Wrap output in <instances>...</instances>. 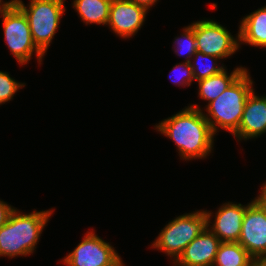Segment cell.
Listing matches in <instances>:
<instances>
[{
    "instance_id": "cell-1",
    "label": "cell",
    "mask_w": 266,
    "mask_h": 266,
    "mask_svg": "<svg viewBox=\"0 0 266 266\" xmlns=\"http://www.w3.org/2000/svg\"><path fill=\"white\" fill-rule=\"evenodd\" d=\"M154 128L175 143L182 160L207 158L214 149L216 135L200 109L186 106Z\"/></svg>"
},
{
    "instance_id": "cell-2",
    "label": "cell",
    "mask_w": 266,
    "mask_h": 266,
    "mask_svg": "<svg viewBox=\"0 0 266 266\" xmlns=\"http://www.w3.org/2000/svg\"><path fill=\"white\" fill-rule=\"evenodd\" d=\"M53 212L52 208L23 213L15 208L7 223L0 227V257L32 255Z\"/></svg>"
},
{
    "instance_id": "cell-3",
    "label": "cell",
    "mask_w": 266,
    "mask_h": 266,
    "mask_svg": "<svg viewBox=\"0 0 266 266\" xmlns=\"http://www.w3.org/2000/svg\"><path fill=\"white\" fill-rule=\"evenodd\" d=\"M253 85L255 84L249 69H246L222 94L207 103L204 108L194 103L188 106L202 110L215 135H218L219 129L232 135L239 127L249 94L255 90Z\"/></svg>"
},
{
    "instance_id": "cell-4",
    "label": "cell",
    "mask_w": 266,
    "mask_h": 266,
    "mask_svg": "<svg viewBox=\"0 0 266 266\" xmlns=\"http://www.w3.org/2000/svg\"><path fill=\"white\" fill-rule=\"evenodd\" d=\"M207 227L204 210L179 215L163 227L151 244L153 250L164 252L174 263L185 247Z\"/></svg>"
},
{
    "instance_id": "cell-5",
    "label": "cell",
    "mask_w": 266,
    "mask_h": 266,
    "mask_svg": "<svg viewBox=\"0 0 266 266\" xmlns=\"http://www.w3.org/2000/svg\"><path fill=\"white\" fill-rule=\"evenodd\" d=\"M15 4L28 19L34 44L45 55L66 11L65 0H30L28 5L15 0Z\"/></svg>"
},
{
    "instance_id": "cell-6",
    "label": "cell",
    "mask_w": 266,
    "mask_h": 266,
    "mask_svg": "<svg viewBox=\"0 0 266 266\" xmlns=\"http://www.w3.org/2000/svg\"><path fill=\"white\" fill-rule=\"evenodd\" d=\"M4 38L7 48L20 65H27L33 55L39 65L44 54L34 44L28 19L23 11L14 4L2 17Z\"/></svg>"
},
{
    "instance_id": "cell-7",
    "label": "cell",
    "mask_w": 266,
    "mask_h": 266,
    "mask_svg": "<svg viewBox=\"0 0 266 266\" xmlns=\"http://www.w3.org/2000/svg\"><path fill=\"white\" fill-rule=\"evenodd\" d=\"M226 28L213 19L195 21L197 51L219 59H226L235 54L240 48L239 33L233 36Z\"/></svg>"
},
{
    "instance_id": "cell-8",
    "label": "cell",
    "mask_w": 266,
    "mask_h": 266,
    "mask_svg": "<svg viewBox=\"0 0 266 266\" xmlns=\"http://www.w3.org/2000/svg\"><path fill=\"white\" fill-rule=\"evenodd\" d=\"M93 229L62 259L66 266H114L122 258L117 250L98 236Z\"/></svg>"
},
{
    "instance_id": "cell-9",
    "label": "cell",
    "mask_w": 266,
    "mask_h": 266,
    "mask_svg": "<svg viewBox=\"0 0 266 266\" xmlns=\"http://www.w3.org/2000/svg\"><path fill=\"white\" fill-rule=\"evenodd\" d=\"M238 243L252 258L266 255V212L254 199L246 204Z\"/></svg>"
},
{
    "instance_id": "cell-10",
    "label": "cell",
    "mask_w": 266,
    "mask_h": 266,
    "mask_svg": "<svg viewBox=\"0 0 266 266\" xmlns=\"http://www.w3.org/2000/svg\"><path fill=\"white\" fill-rule=\"evenodd\" d=\"M148 10L131 0H112L107 26L122 39L133 38L145 24Z\"/></svg>"
},
{
    "instance_id": "cell-11",
    "label": "cell",
    "mask_w": 266,
    "mask_h": 266,
    "mask_svg": "<svg viewBox=\"0 0 266 266\" xmlns=\"http://www.w3.org/2000/svg\"><path fill=\"white\" fill-rule=\"evenodd\" d=\"M245 210L246 204L230 201L223 203L215 211V215L211 210H204L207 216V227L221 242H238ZM212 218H214L213 221Z\"/></svg>"
},
{
    "instance_id": "cell-12",
    "label": "cell",
    "mask_w": 266,
    "mask_h": 266,
    "mask_svg": "<svg viewBox=\"0 0 266 266\" xmlns=\"http://www.w3.org/2000/svg\"><path fill=\"white\" fill-rule=\"evenodd\" d=\"M252 91L245 103L238 129L232 134L239 141L255 139L266 133V95Z\"/></svg>"
},
{
    "instance_id": "cell-13",
    "label": "cell",
    "mask_w": 266,
    "mask_h": 266,
    "mask_svg": "<svg viewBox=\"0 0 266 266\" xmlns=\"http://www.w3.org/2000/svg\"><path fill=\"white\" fill-rule=\"evenodd\" d=\"M222 242L208 228L193 239L173 263L174 266H213Z\"/></svg>"
},
{
    "instance_id": "cell-14",
    "label": "cell",
    "mask_w": 266,
    "mask_h": 266,
    "mask_svg": "<svg viewBox=\"0 0 266 266\" xmlns=\"http://www.w3.org/2000/svg\"><path fill=\"white\" fill-rule=\"evenodd\" d=\"M239 46L242 44L266 48V5L258 8L240 20Z\"/></svg>"
},
{
    "instance_id": "cell-15",
    "label": "cell",
    "mask_w": 266,
    "mask_h": 266,
    "mask_svg": "<svg viewBox=\"0 0 266 266\" xmlns=\"http://www.w3.org/2000/svg\"><path fill=\"white\" fill-rule=\"evenodd\" d=\"M246 69V67L237 66L229 74L227 68H225L217 75L197 81L198 97L201 100L210 103L222 94Z\"/></svg>"
},
{
    "instance_id": "cell-16",
    "label": "cell",
    "mask_w": 266,
    "mask_h": 266,
    "mask_svg": "<svg viewBox=\"0 0 266 266\" xmlns=\"http://www.w3.org/2000/svg\"><path fill=\"white\" fill-rule=\"evenodd\" d=\"M112 0H73L72 7L84 24L107 25Z\"/></svg>"
},
{
    "instance_id": "cell-17",
    "label": "cell",
    "mask_w": 266,
    "mask_h": 266,
    "mask_svg": "<svg viewBox=\"0 0 266 266\" xmlns=\"http://www.w3.org/2000/svg\"><path fill=\"white\" fill-rule=\"evenodd\" d=\"M252 257L238 242H222L213 266H250Z\"/></svg>"
},
{
    "instance_id": "cell-18",
    "label": "cell",
    "mask_w": 266,
    "mask_h": 266,
    "mask_svg": "<svg viewBox=\"0 0 266 266\" xmlns=\"http://www.w3.org/2000/svg\"><path fill=\"white\" fill-rule=\"evenodd\" d=\"M202 60H205L204 62L208 61L207 64H202ZM219 60L220 59L217 57L205 55L202 52L196 51L189 62L193 70V77L195 82L206 79L213 75H217L221 71H223L226 67L223 63L221 64V66H219Z\"/></svg>"
},
{
    "instance_id": "cell-19",
    "label": "cell",
    "mask_w": 266,
    "mask_h": 266,
    "mask_svg": "<svg viewBox=\"0 0 266 266\" xmlns=\"http://www.w3.org/2000/svg\"><path fill=\"white\" fill-rule=\"evenodd\" d=\"M182 29L181 36L175 37L172 50L177 56H185L184 62H190V59L197 51L194 22Z\"/></svg>"
},
{
    "instance_id": "cell-20",
    "label": "cell",
    "mask_w": 266,
    "mask_h": 266,
    "mask_svg": "<svg viewBox=\"0 0 266 266\" xmlns=\"http://www.w3.org/2000/svg\"><path fill=\"white\" fill-rule=\"evenodd\" d=\"M25 83L18 82L9 72L0 71V105L12 101L17 91L24 88Z\"/></svg>"
},
{
    "instance_id": "cell-21",
    "label": "cell",
    "mask_w": 266,
    "mask_h": 266,
    "mask_svg": "<svg viewBox=\"0 0 266 266\" xmlns=\"http://www.w3.org/2000/svg\"><path fill=\"white\" fill-rule=\"evenodd\" d=\"M171 71L176 72V79L171 78L169 76V79L172 81V83L176 86H181V87H189L191 86L192 82H194V77H193V70L190 66L189 62H180L176 63V65L173 66ZM174 72V74H175ZM173 74V75H174Z\"/></svg>"
},
{
    "instance_id": "cell-22",
    "label": "cell",
    "mask_w": 266,
    "mask_h": 266,
    "mask_svg": "<svg viewBox=\"0 0 266 266\" xmlns=\"http://www.w3.org/2000/svg\"><path fill=\"white\" fill-rule=\"evenodd\" d=\"M14 209V206H11L7 202L0 199V227L7 223L9 216Z\"/></svg>"
},
{
    "instance_id": "cell-23",
    "label": "cell",
    "mask_w": 266,
    "mask_h": 266,
    "mask_svg": "<svg viewBox=\"0 0 266 266\" xmlns=\"http://www.w3.org/2000/svg\"><path fill=\"white\" fill-rule=\"evenodd\" d=\"M254 200L266 212V181L262 184L259 195H257Z\"/></svg>"
},
{
    "instance_id": "cell-24",
    "label": "cell",
    "mask_w": 266,
    "mask_h": 266,
    "mask_svg": "<svg viewBox=\"0 0 266 266\" xmlns=\"http://www.w3.org/2000/svg\"><path fill=\"white\" fill-rule=\"evenodd\" d=\"M15 4V0L3 1L0 0V16L3 15Z\"/></svg>"
},
{
    "instance_id": "cell-25",
    "label": "cell",
    "mask_w": 266,
    "mask_h": 266,
    "mask_svg": "<svg viewBox=\"0 0 266 266\" xmlns=\"http://www.w3.org/2000/svg\"><path fill=\"white\" fill-rule=\"evenodd\" d=\"M131 1L146 8L149 11L150 8L154 7L153 5H155L159 0H131Z\"/></svg>"
},
{
    "instance_id": "cell-26",
    "label": "cell",
    "mask_w": 266,
    "mask_h": 266,
    "mask_svg": "<svg viewBox=\"0 0 266 266\" xmlns=\"http://www.w3.org/2000/svg\"><path fill=\"white\" fill-rule=\"evenodd\" d=\"M250 266H266V255L253 257Z\"/></svg>"
},
{
    "instance_id": "cell-27",
    "label": "cell",
    "mask_w": 266,
    "mask_h": 266,
    "mask_svg": "<svg viewBox=\"0 0 266 266\" xmlns=\"http://www.w3.org/2000/svg\"><path fill=\"white\" fill-rule=\"evenodd\" d=\"M114 266H125V263H123L122 259Z\"/></svg>"
}]
</instances>
